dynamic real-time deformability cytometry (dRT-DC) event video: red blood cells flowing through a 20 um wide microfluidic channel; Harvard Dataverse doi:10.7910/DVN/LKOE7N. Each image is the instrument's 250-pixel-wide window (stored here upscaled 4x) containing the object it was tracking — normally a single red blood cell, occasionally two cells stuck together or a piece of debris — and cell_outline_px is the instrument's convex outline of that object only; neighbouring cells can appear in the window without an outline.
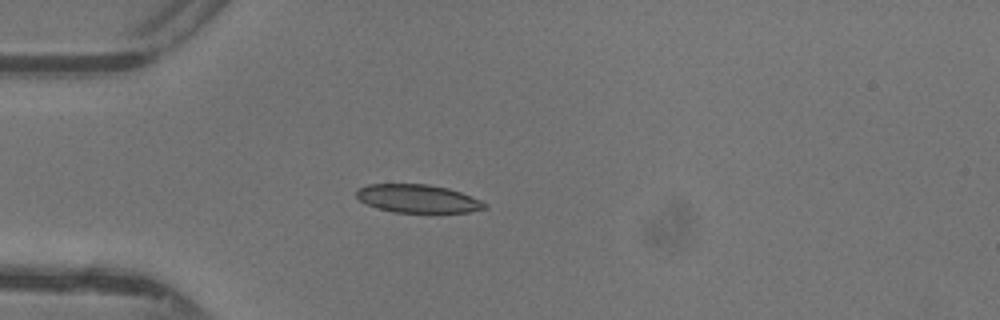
{"species": "common noctule bat (a hibernating species)", "species_latin": "Nyctalus noctula", "temperature_condition": "warm", "stored_images_in_passage": 9, "camera_frame_rate_fps": 3000, "um_per_image_px": 0.085, "animal": {"sex": "female"}, "frame": {"image": 1, "passage_image": 1, "time_ms": 0.0, "image_size_px": [1000, 320], "cell_outline_px": [[488, 208], [468, 212], [392, 212], [376, 208], [364, 204], [356, 196], [356, 188], [368, 184], [428, 184], [448, 188], [460, 192], [480, 200], [488, 204]], "centroid_in_image_um": [35.47, 16.88], "position_along_channel_um": 49.5, "area_um2": 21.21}}
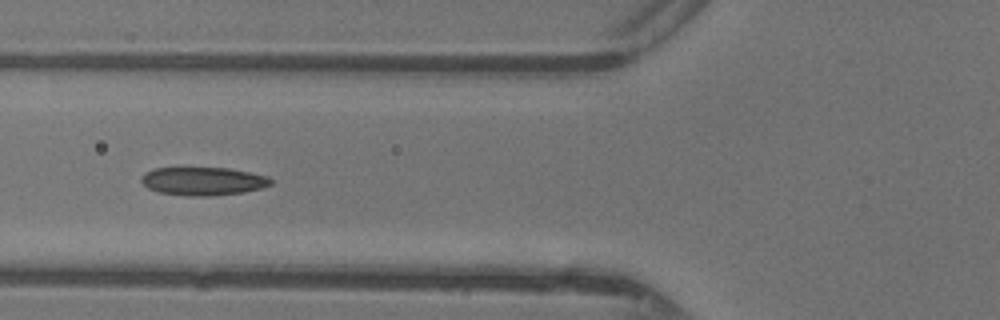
{"frame": {"image": 2, "passage_image": 6, "time_ms": 1.667, "image_size_px": [1000, 320], "cell_outline_px": [[272, 184], [264, 188], [244, 192], [212, 196], [184, 196], [160, 192], [148, 188], [140, 180], [144, 172], [152, 168], [228, 168], [268, 176], [272, 180]], "centroid_in_image_um": [17.27, 15.4], "position_along_channel_um": 108.5, "area_um2": 21.44}}
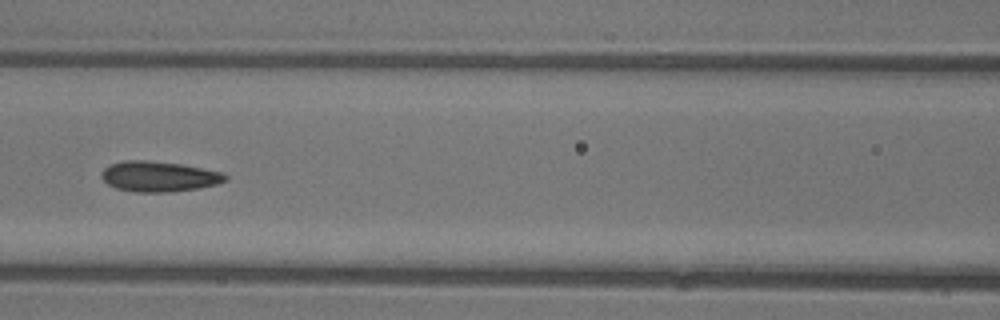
{"frame": {"image": 3, "passage_image": 9, "time_ms": 2.667, "image_size_px": [1000, 320], "cell_outline_px": [[228, 180], [216, 184], [200, 188], [172, 192], [136, 192], [116, 188], [108, 184], [100, 176], [104, 168], [112, 164], [124, 160], [144, 160], [180, 164], [224, 172], [228, 176]], "centroid_in_image_um": [13.54, 15.0], "position_along_channel_um": 153.1, "area_um2": 21.96}}